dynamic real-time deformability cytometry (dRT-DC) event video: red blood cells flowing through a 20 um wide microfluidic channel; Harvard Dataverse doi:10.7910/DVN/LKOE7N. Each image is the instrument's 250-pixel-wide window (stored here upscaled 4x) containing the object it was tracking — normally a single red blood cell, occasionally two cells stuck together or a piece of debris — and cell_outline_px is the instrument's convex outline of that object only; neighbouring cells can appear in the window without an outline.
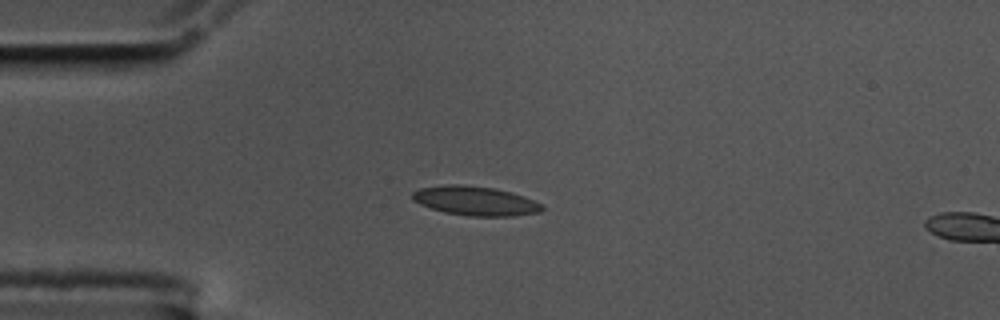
{"species": "common noctule bat (a hibernating species)", "species_latin": "Nyctalus noctula", "temperature_condition": "cold", "stored_images_in_passage": 4, "camera_frame_rate_fps": 3000, "um_per_image_px": 0.085, "animal": {"sex": "male", "body_mass_g": 17.5, "forearm_length_mm": 52.3}, "frame": {"image": 1, "passage_image": 1, "time_ms": 0.0, "image_size_px": [1000, 320], "cell_outline_px": [[544, 208], [540, 212], [512, 216], [472, 216], [444, 212], [420, 204], [412, 200], [412, 192], [420, 188], [444, 184], [464, 184], [496, 188], [512, 192], [524, 196], [544, 204]], "centroid_in_image_um": [40.42, 17.06], "position_along_channel_um": 44.6, "area_um2": 22.31}}